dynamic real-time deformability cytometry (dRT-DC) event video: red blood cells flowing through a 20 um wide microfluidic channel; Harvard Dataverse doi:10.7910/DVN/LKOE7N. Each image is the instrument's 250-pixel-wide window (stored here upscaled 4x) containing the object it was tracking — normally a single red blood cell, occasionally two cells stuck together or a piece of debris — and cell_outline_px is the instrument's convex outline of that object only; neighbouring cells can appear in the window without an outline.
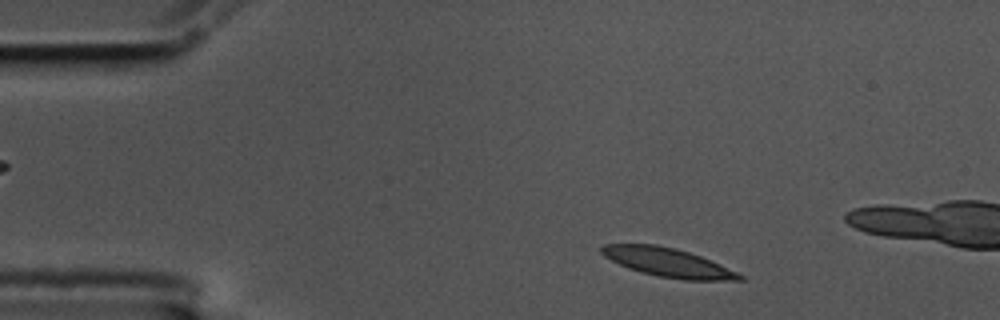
{"species": "common noctule bat (a hibernating species)", "species_latin": "Nyctalus noctula", "temperature_condition": "cold", "stored_images_in_passage": 46, "camera_frame_rate_fps": 3000, "um_per_image_px": 0.085, "animal": {"sex": "male", "body_mass_g": 17.5, "forearm_length_mm": 52.3}, "frame": {"image": 1, "passage_image": 4, "time_ms": 1.0, "image_size_px": [1000, 320], "cell_outline_px": [[744, 280], [684, 280], [660, 276], [628, 268], [604, 256], [600, 252], [600, 248], [604, 244], [656, 244], [676, 248], [700, 256], [720, 264], [744, 276]], "centroid_in_image_um": [56.77, 22.3], "position_along_channel_um": 28.2, "area_um2": 22.83}}
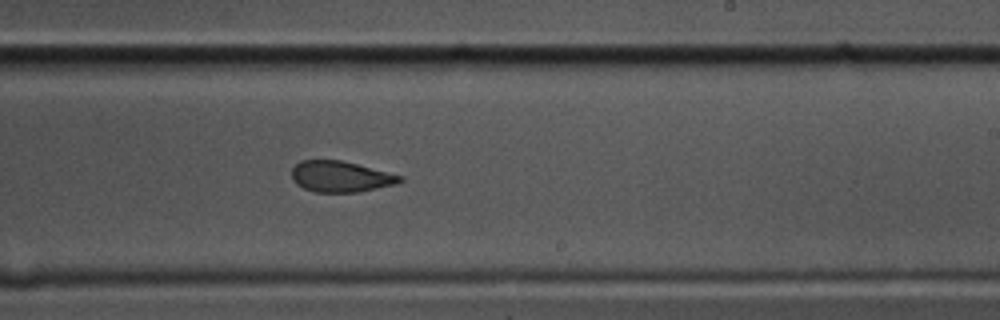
{"frame": {"image": 2, "passage_image": 23, "time_ms": 7.333, "image_size_px": [1000, 320], "cell_outline_px": [[404, 180], [396, 184], [356, 192], [316, 192], [304, 188], [296, 184], [292, 180], [292, 168], [300, 160], [340, 160], [404, 176]], "centroid_in_image_um": [28.94, 15.01], "position_along_channel_um": 260.1, "area_um2": 19.42}}
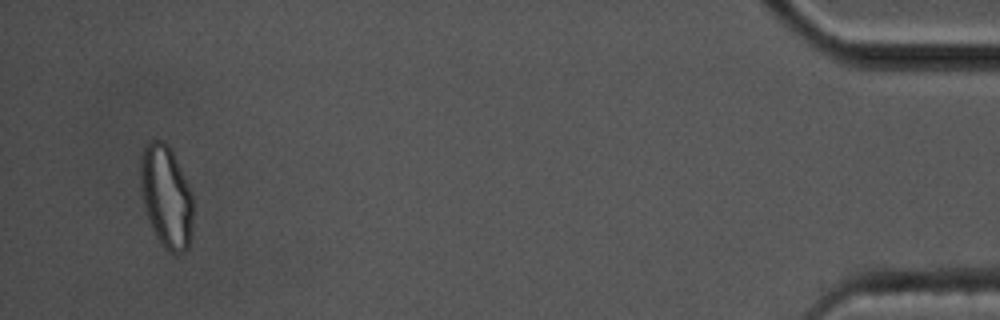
{"frame": {"image": 3, "passage_image": 44, "time_ms": 14.333, "image_size_px": [1000, 320], "cell_outline_px": [[192, 232], [188, 248], [184, 252], [176, 256], [168, 252], [164, 248], [156, 236], [148, 220], [140, 188], [140, 152], [144, 144], [152, 140], [164, 140], [168, 144], [192, 192]], "centroid_in_image_um": [14.12, 16.72], "position_along_channel_um": 421.1, "area_um2": 31.85}, "authors_computed_cell_mechanics": {"area_um2": 21.2415, "velocity_mm_per_s": 3.4323, "shape_relaxation_time_tau1_ms": null, "shape_relaxation_time_tau2_ms": 3.0733, "deformation_change_tau1": null, "deformation_change_tau2": 0.0849}}